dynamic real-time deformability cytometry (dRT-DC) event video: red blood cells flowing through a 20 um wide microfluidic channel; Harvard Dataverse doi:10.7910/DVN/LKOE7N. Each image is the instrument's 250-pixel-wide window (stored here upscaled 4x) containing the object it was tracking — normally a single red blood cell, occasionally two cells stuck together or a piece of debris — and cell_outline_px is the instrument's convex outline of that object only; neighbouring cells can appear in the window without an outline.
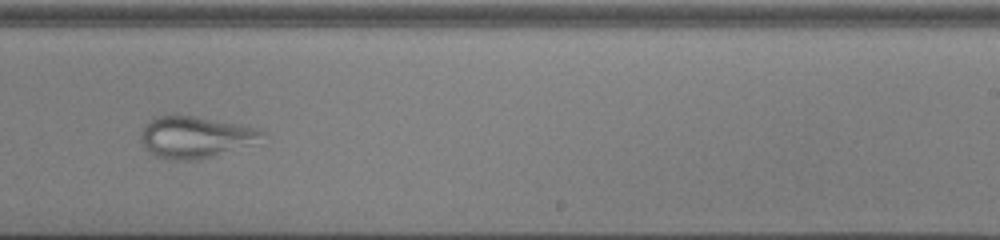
{"species": "common noctule bat (a hibernating species)", "species_latin": "Nyctalus noctula", "temperature_condition": "cold", "stored_images_in_passage": 48, "camera_frame_rate_fps": 3000, "um_per_image_px": 0.085, "animal": {"sex": "male", "body_mass_g": 13.0, "forearm_length_mm": 53.1}, "frame": {"image": 1, "passage_image": 29, "time_ms": 9.333, "image_size_px": [1000, 240], "cell_outline_px": [[268, 132], [252, 144], [216, 156], [196, 160], [172, 160], [156, 156], [144, 144], [140, 136], [140, 132], [144, 124], [148, 120], [156, 116], [176, 112], [240, 124], [256, 128]], "centroid_in_image_um": [16.58, 11.61], "position_along_channel_um": 272.4, "area_um2": 29.94}}
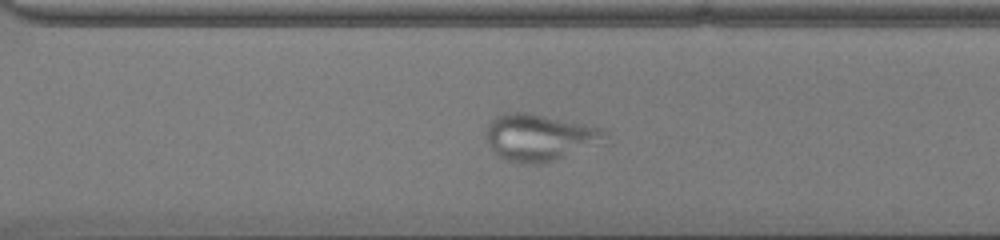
{"frame": {"image": 2, "passage_image": 33, "time_ms": 10.667, "image_size_px": [1000, 240], "cell_outline_px": [[608, 144], [540, 164], [524, 164], [508, 160], [500, 156], [488, 144], [484, 136], [488, 124], [496, 116], [508, 112], [528, 112], [600, 128], [608, 132]], "centroid_in_image_um": [45.93, 11.69], "position_along_channel_um": 324.7, "area_um2": 32.83}}
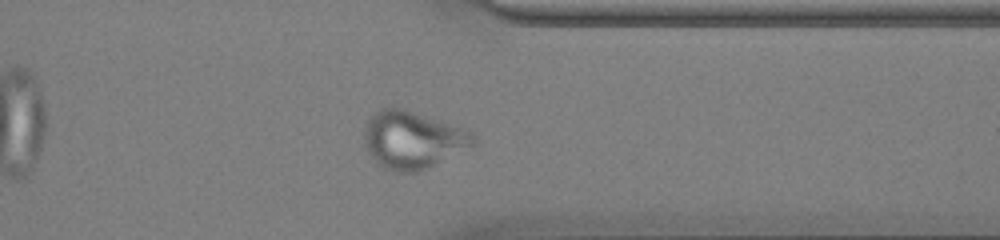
{"frame": {"image": 3, "passage_image": 37, "time_ms": 12.0, "image_size_px": [1000, 240], "cell_outline_px": [[476, 140], [472, 144], [428, 168], [416, 172], [396, 172], [384, 168], [364, 148], [364, 132], [368, 120], [380, 108], [404, 108], [464, 128], [472, 132]], "centroid_in_image_um": [35.04, 11.87], "position_along_channel_um": 376.4, "area_um2": 36.01}}